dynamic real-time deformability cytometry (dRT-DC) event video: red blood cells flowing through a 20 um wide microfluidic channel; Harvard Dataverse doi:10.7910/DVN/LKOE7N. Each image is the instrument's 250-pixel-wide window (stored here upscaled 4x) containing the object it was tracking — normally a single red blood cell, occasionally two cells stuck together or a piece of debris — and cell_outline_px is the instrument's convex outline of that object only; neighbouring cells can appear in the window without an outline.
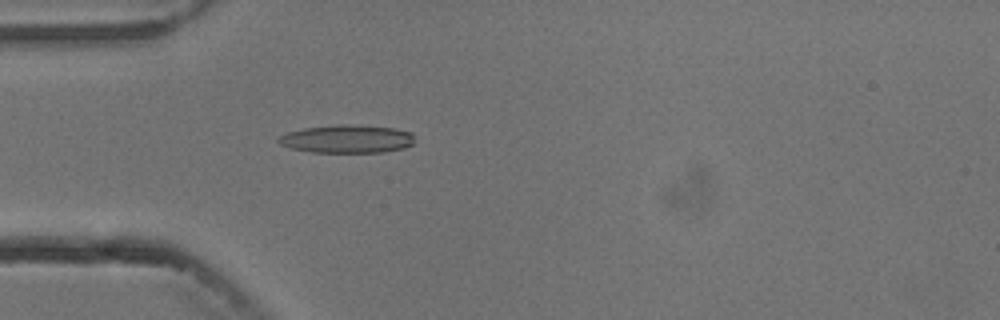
{"species": "common noctule bat (a hibernating species)", "species_latin": "Nyctalus noctula", "temperature_condition": "cold", "stored_images_in_passage": 4, "camera_frame_rate_fps": 3000, "um_per_image_px": 0.085, "animal": {"sex": "male", "body_mass_g": 13.3}, "frame": {"image": 1, "passage_image": 4, "time_ms": 4.667, "image_size_px": [1000, 320], "cell_outline_px": [[412, 144], [404, 148], [384, 152], [312, 152], [292, 148], [280, 144], [276, 140], [280, 136], [288, 132], [304, 128], [336, 124], [344, 124], [396, 128], [412, 132]], "centroid_in_image_um": [29.49, 11.8], "position_along_channel_um": 55.5, "area_um2": 22.2}}